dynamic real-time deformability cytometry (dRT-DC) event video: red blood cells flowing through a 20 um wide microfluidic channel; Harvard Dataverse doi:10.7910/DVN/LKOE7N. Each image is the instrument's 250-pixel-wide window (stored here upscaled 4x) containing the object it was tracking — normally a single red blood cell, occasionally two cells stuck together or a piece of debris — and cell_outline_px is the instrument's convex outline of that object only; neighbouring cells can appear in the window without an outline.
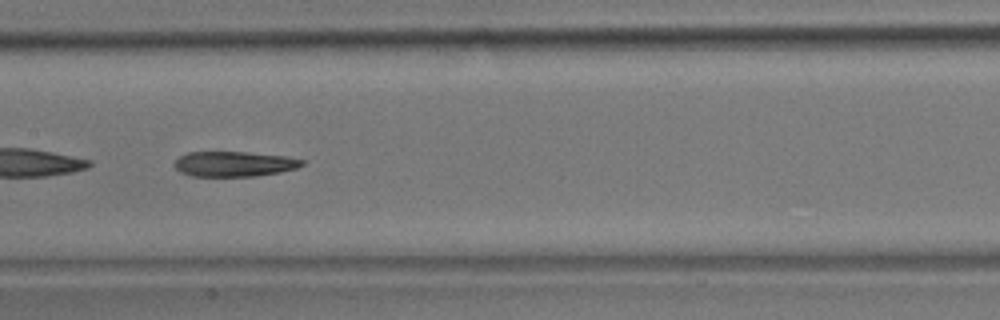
{"species": "common noctule bat (a hibernating species)", "species_latin": "Nyctalus noctula", "temperature_condition": "room temperature", "stored_images_in_passage": 45, "camera_frame_rate_fps": 3000, "um_per_image_px": 0.085, "animal": {"sex": "male", "body_mass_g": 17.9}, "frame": {"image": 1, "passage_image": 25, "time_ms": 8.0, "image_size_px": [1000, 320], "cell_outline_px": [[304, 164], [296, 168], [280, 172], [256, 176], [192, 176], [180, 172], [172, 164], [180, 156], [188, 152], [248, 152], [284, 156], [304, 160]], "centroid_in_image_um": [19.88, 13.93], "position_along_channel_um": 187.5, "area_um2": 18.67}, "authors_computed_cell_mechanics": {"area_um2": 20.0566, "velocity_mm_per_s": 3.8553, "shape_relaxation_time_tau1_ms": 4.2756, "shape_relaxation_time_tau2_ms": 5.3798, "deformation_change_tau1": 0.1891, "deformation_change_tau2": 0.1713}}